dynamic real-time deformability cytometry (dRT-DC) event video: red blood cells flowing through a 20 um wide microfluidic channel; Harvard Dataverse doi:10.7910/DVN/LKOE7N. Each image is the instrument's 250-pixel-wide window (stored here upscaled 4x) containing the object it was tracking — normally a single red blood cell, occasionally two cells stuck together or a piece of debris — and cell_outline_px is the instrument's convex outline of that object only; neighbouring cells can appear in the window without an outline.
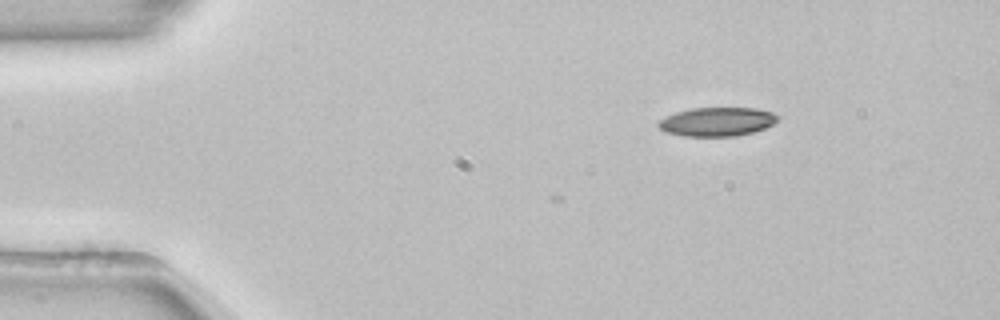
{"species": "common noctule bat (a hibernating species)", "species_latin": "Nyctalus noctula", "temperature_condition": "room temperature", "stored_images_in_passage": 7, "camera_frame_rate_fps": 3000, "um_per_image_px": 0.085, "animal": {"sex": "female", "body_mass_g": 22.7, "forearm_length_mm": 54.2}, "frame": {"image": 1, "passage_image": 7, "time_ms": 2.0, "image_size_px": [1000, 320], "cell_outline_px": [[780, 120], [764, 128], [752, 132], [736, 136], [684, 136], [664, 132], [656, 124], [664, 116], [676, 112], [692, 108], [756, 108], [772, 112], [780, 116]], "centroid_in_image_um": [60.94, 10.34], "position_along_channel_um": 24.1, "area_um2": 20.17}}